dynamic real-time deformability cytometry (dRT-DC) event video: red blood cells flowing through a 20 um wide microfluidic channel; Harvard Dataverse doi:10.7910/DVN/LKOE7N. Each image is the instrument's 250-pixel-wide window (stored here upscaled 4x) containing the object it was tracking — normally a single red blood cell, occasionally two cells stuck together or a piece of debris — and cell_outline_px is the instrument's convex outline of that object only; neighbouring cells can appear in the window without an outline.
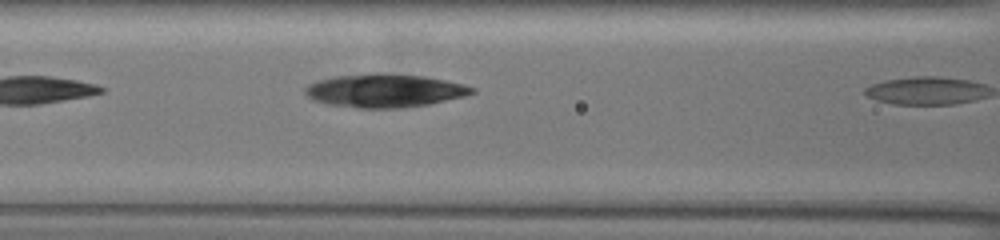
{"species": "common noctule bat (a hibernating species)", "species_latin": "Nyctalus noctula", "temperature_condition": "warm", "stored_images_in_passage": 6, "camera_frame_rate_fps": 3000, "um_per_image_px": 0.085, "animal": {"sex": "female", "body_mass_g": 19.5, "forearm_length_mm": 54.1}, "frame": {"image": 1, "passage_image": 5, "time_ms": 1.333, "image_size_px": [1000, 240], "cell_outline_px": [[476, 92], [464, 96], [428, 104], [400, 108], [360, 108], [328, 104], [316, 100], [308, 96], [304, 88], [308, 84], [320, 80], [336, 76], [424, 76], [444, 80], [476, 88]], "centroid_in_image_um": [32.72, 7.75], "position_along_channel_um": 133.9, "area_um2": 30.87}}